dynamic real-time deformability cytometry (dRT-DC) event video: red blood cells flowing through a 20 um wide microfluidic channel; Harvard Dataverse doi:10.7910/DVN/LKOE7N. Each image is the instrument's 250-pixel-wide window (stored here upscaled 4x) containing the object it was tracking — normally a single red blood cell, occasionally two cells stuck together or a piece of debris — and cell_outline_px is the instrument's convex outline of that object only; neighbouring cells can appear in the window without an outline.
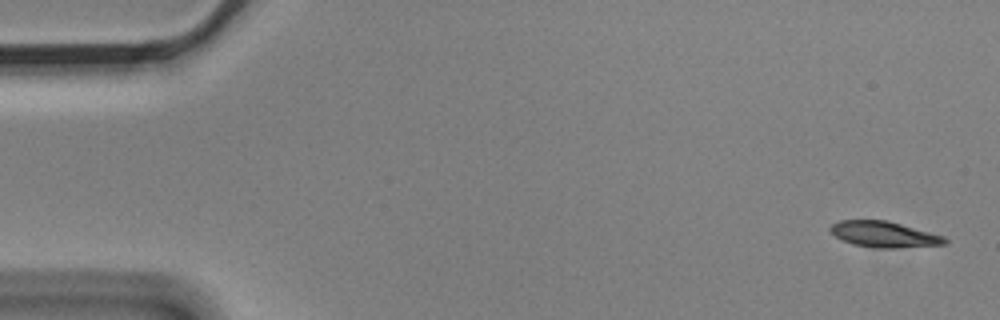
{"species": "Egyptian fruit bat (a non-hibernating species)", "species_latin": "Rousettus aegyptiacus", "temperature_condition": "cold", "stored_images_in_passage": 5, "camera_frame_rate_fps": 3000, "um_per_image_px": 0.085, "animal": {"sex": "male"}, "frame": {"image": 1, "passage_image": 1, "time_ms": 0.0, "image_size_px": [1000, 320], "cell_outline_px": [[948, 244], [896, 248], [876, 248], [852, 244], [836, 236], [828, 228], [832, 224], [840, 220], [888, 220], [944, 236], [948, 240]], "centroid_in_image_um": [75.17, 19.92], "position_along_channel_um": 9.8, "area_um2": 17.28}}
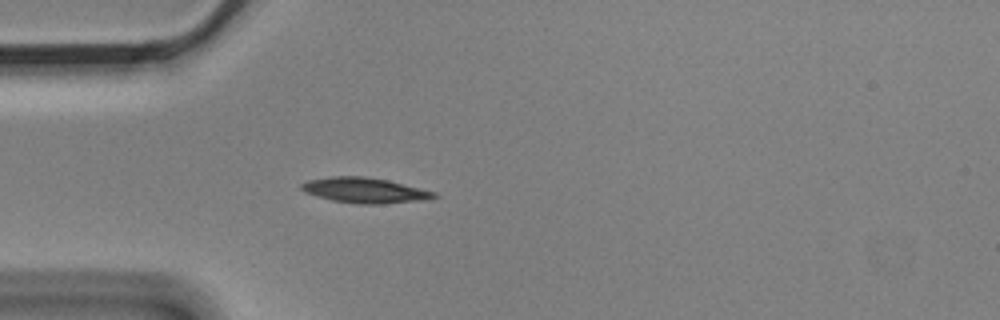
{"frame": {"image": 2, "passage_image": 5, "time_ms": 1.333, "image_size_px": [1000, 320], "cell_outline_px": [[440, 196], [428, 200], [380, 204], [360, 204], [332, 200], [304, 192], [300, 188], [300, 184], [308, 180], [332, 176], [364, 176], [388, 180], [436, 192]], "centroid_in_image_um": [31.04, 16.18], "position_along_channel_um": 54.0, "area_um2": 19.65}}